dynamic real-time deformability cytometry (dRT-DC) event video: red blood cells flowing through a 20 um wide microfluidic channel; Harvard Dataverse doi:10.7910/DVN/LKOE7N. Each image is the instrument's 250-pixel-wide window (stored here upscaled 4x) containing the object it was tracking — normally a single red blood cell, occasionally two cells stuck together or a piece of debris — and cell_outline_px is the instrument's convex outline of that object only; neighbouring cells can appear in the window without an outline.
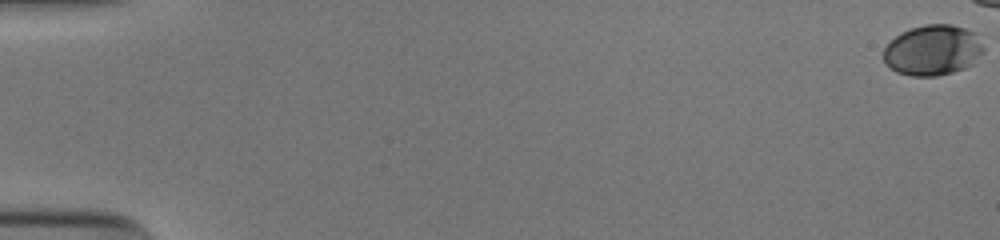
{"species": "human", "species_latin": "Homo sapiens", "temperature_condition": "cold", "stored_images_in_passage": 46, "camera_frame_rate_fps": 3000, "um_per_image_px": 0.085, "donor": {"sex": "male"}, "frame": {"image": 1, "passage_image": 1, "time_ms": 0.0, "image_size_px": [1000, 240], "cell_outline_px": [[984, 52], [972, 64], [964, 68], [952, 72], [936, 76], [912, 76], [896, 72], [888, 68], [884, 64], [884, 48], [900, 32], [924, 24], [952, 24], [976, 32], [984, 48]], "centroid_in_image_um": [79.28, 4.26], "position_along_channel_um": 5.7, "area_um2": 29.65}}
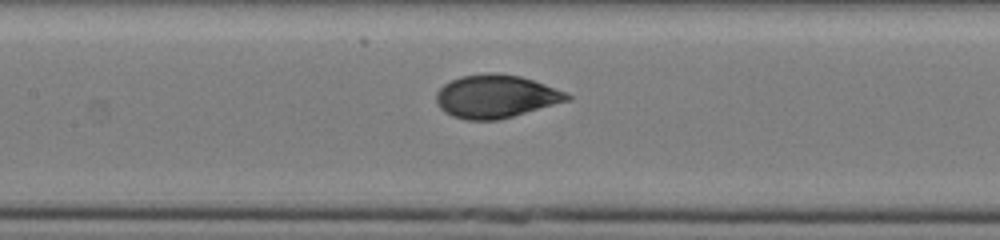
{"frame": {"image": 2, "passage_image": 28, "time_ms": 9.0, "image_size_px": [1000, 240], "cell_outline_px": [[572, 100], [500, 120], [464, 120], [452, 116], [444, 112], [436, 104], [436, 92], [444, 84], [460, 76], [484, 72], [496, 72], [520, 76], [568, 92], [572, 96]], "centroid_in_image_um": [42.16, 8.2], "position_along_channel_um": 165.2, "area_um2": 33.41}}
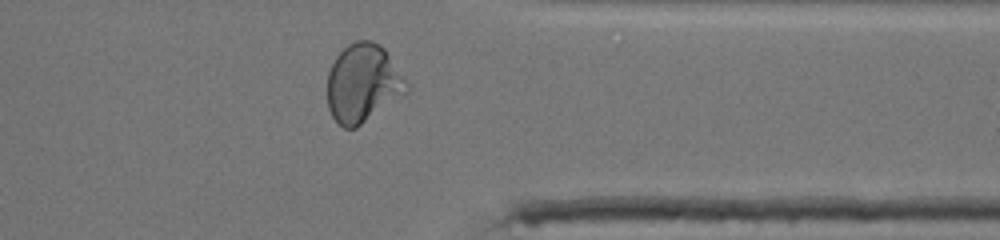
{"frame": {"image": 3, "passage_image": 45, "time_ms": 14.667, "image_size_px": [1000, 240], "cell_outline_px": [[408, 92], [356, 128], [344, 128], [332, 116], [328, 108], [328, 72], [336, 56], [348, 44], [356, 40], [372, 40], [380, 44], [384, 48], [408, 80]], "centroid_in_image_um": [30.87, 7.06], "position_along_channel_um": 380.5, "area_um2": 36.3}}